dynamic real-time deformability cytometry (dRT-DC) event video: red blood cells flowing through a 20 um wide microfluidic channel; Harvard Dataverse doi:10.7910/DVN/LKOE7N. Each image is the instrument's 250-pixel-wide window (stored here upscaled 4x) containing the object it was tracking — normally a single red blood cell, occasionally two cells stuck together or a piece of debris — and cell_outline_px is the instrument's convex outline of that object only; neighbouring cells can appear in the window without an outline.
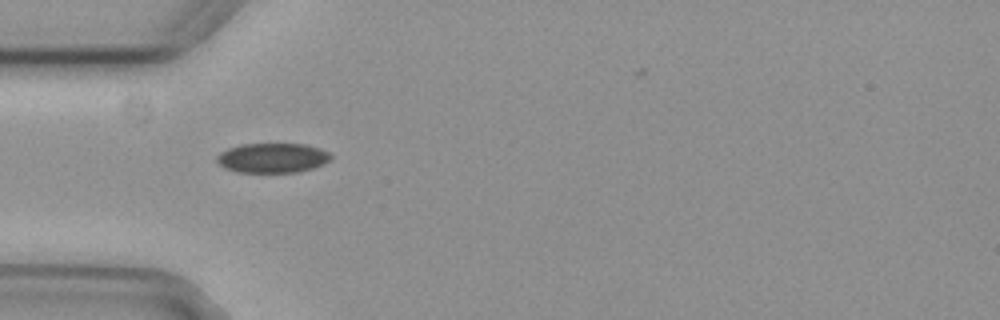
{"species": "common noctule bat (a hibernating species)", "species_latin": "Nyctalus noctula", "temperature_condition": "cold", "stored_images_in_passage": 1, "camera_frame_rate_fps": 3000, "um_per_image_px": 0.085, "animal": {"sex": "female", "body_mass_g": 29.2, "forearm_length_mm": 56.3}, "frame": {"image": 1, "passage_image": 1, "time_ms": 0.0, "image_size_px": [1000, 320], "cell_outline_px": [[332, 156], [324, 164], [312, 168], [296, 172], [236, 172], [224, 168], [216, 160], [216, 156], [220, 152], [228, 148], [240, 144], [304, 144], [320, 148], [328, 152]], "centroid_in_image_um": [23.13, 13.42], "position_along_channel_um": 61.9, "area_um2": 19.71}}